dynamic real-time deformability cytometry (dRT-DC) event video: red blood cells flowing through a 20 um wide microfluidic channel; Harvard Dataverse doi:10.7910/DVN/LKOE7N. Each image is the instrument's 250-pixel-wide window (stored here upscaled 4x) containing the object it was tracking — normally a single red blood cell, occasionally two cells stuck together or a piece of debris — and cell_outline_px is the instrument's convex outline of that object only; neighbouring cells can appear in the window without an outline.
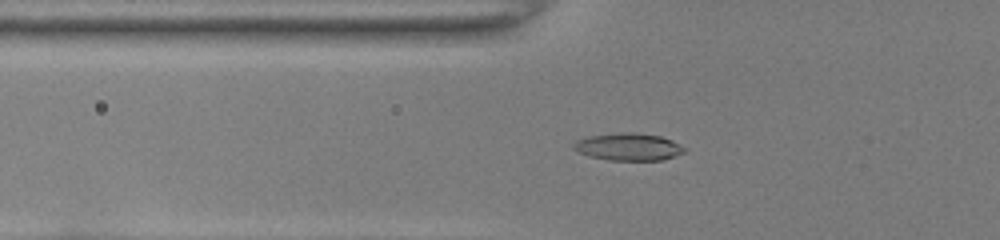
{"species": "common noctule bat (a hibernating species)", "species_latin": "Nyctalus noctula", "temperature_condition": "room temperature", "stored_images_in_passage": 35, "camera_frame_rate_fps": 3000, "um_per_image_px": 0.085, "animal": {"sex": "female", "body_mass_g": 22.0, "forearm_length_mm": 56.7}, "frame": {"image": 1, "passage_image": 3, "time_ms": 0.667, "image_size_px": [1000, 240], "cell_outline_px": [[688, 148], [684, 152], [664, 160], [608, 160], [588, 156], [572, 148], [572, 144], [576, 140], [588, 136], [624, 132], [632, 132], [660, 136], [672, 140]], "centroid_in_image_um": [53.42, 12.48], "position_along_channel_um": 72.4, "area_um2": 17.74}}
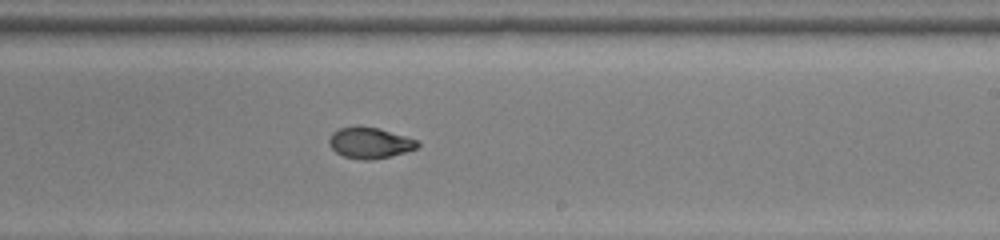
{"frame": {"image": 2, "passage_image": 17, "time_ms": 5.333, "image_size_px": [1000, 240], "cell_outline_px": [[420, 144], [416, 148], [392, 156], [372, 160], [364, 160], [344, 156], [336, 152], [328, 144], [328, 140], [332, 132], [340, 128], [356, 124], [380, 128], [416, 140]], "centroid_in_image_um": [31.39, 12.12], "position_along_channel_um": 257.6, "area_um2": 16.13}}
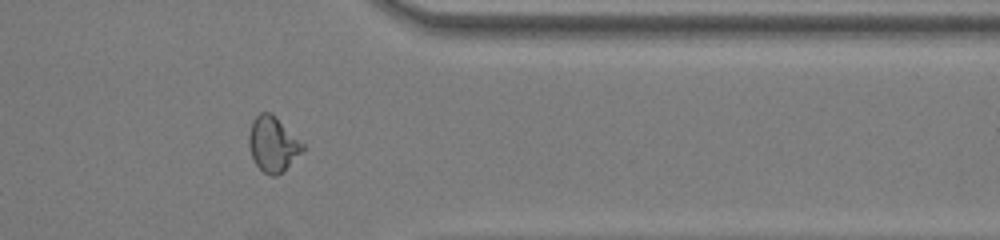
{"frame": {"image": 3, "passage_image": 27, "time_ms": 8.667, "image_size_px": [1000, 240], "cell_outline_px": [[304, 148], [284, 172], [276, 176], [272, 176], [264, 172], [256, 164], [252, 156], [248, 144], [248, 136], [252, 120], [260, 112], [272, 112], [304, 144]], "centroid_in_image_um": [23.18, 12.24], "position_along_channel_um": 388.2, "area_um2": 17.28}, "authors_computed_cell_mechanics": {"area_um2": 16.4152, "velocity_mm_per_s": 4.0242, "shape_relaxation_time_tau1_ms": 5.2259, "shape_relaxation_time_tau2_ms": 1.4738, "deformation_change_tau1": 0.2144, "deformation_change_tau2": 0.0599}}